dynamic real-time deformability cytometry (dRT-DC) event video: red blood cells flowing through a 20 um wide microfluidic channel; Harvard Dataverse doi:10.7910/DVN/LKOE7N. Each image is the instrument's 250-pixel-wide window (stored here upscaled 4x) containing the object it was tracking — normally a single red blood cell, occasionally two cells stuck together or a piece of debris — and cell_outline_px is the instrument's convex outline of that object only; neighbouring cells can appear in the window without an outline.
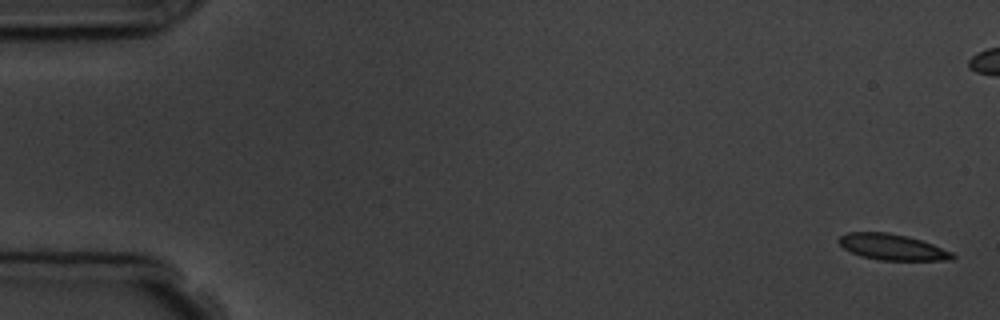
{"species": "common noctule bat (a hibernating species)", "species_latin": "Nyctalus noctula", "temperature_condition": "room temperature", "stored_images_in_passage": 17, "camera_frame_rate_fps": 3000, "um_per_image_px": 0.085, "animal": {"sex": "male", "body_mass_g": 19.5, "forearm_length_mm": 54.6}, "frame": {"image": 1, "passage_image": 1, "time_ms": 0.0, "image_size_px": [1000, 320], "cell_outline_px": [[956, 256], [952, 260], [880, 260], [860, 256], [844, 248], [836, 240], [840, 236], [848, 232], [888, 232], [908, 236], [932, 244], [952, 252]], "centroid_in_image_um": [75.83, 20.99], "position_along_channel_um": 9.2, "area_um2": 17.17}}
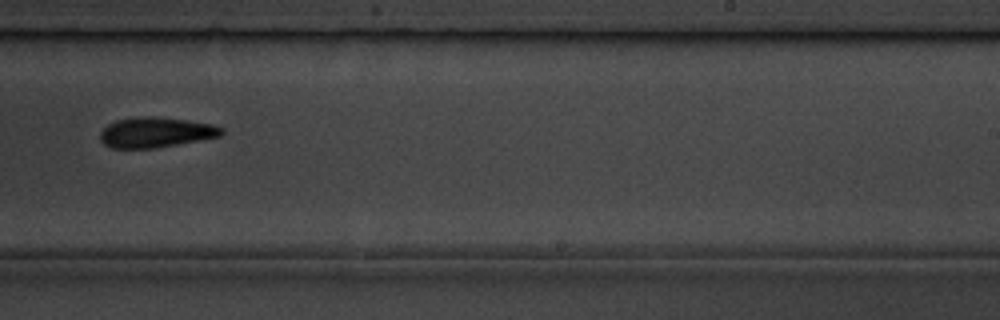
{"frame": {"image": 2, "passage_image": 12, "time_ms": 13.0, "image_size_px": [1000, 320], "cell_outline_px": [[224, 132], [220, 136], [200, 140], [156, 148], [112, 148], [104, 144], [100, 140], [100, 132], [108, 124], [116, 120], [140, 116], [156, 116], [212, 124], [224, 128]], "centroid_in_image_um": [13.23, 11.25], "position_along_channel_um": 275.8, "area_um2": 21.39}}